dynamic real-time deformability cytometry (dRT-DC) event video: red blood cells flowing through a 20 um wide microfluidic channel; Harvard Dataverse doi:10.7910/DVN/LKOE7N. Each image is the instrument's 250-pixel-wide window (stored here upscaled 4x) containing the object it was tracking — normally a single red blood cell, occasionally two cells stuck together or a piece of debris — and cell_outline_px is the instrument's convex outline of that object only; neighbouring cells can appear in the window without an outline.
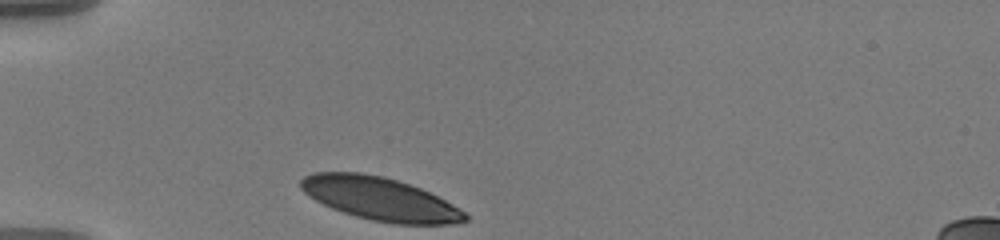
{"species": "human", "species_latin": "Homo sapiens", "temperature_condition": "warm", "stored_images_in_passage": 33, "camera_frame_rate_fps": 3000, "um_per_image_px": 0.085, "donor": {"sex": "male"}, "frame": {"image": 1, "passage_image": 1, "time_ms": 0.0, "image_size_px": [1000, 240], "cell_outline_px": [[468, 220], [452, 224], [392, 224], [372, 220], [356, 216], [332, 208], [308, 196], [300, 188], [300, 180], [304, 176], [316, 172], [360, 172], [384, 176], [420, 188], [452, 204], [464, 212], [468, 216]], "centroid_in_image_um": [32.28, 16.9], "position_along_channel_um": 52.7, "area_um2": 40.98}}
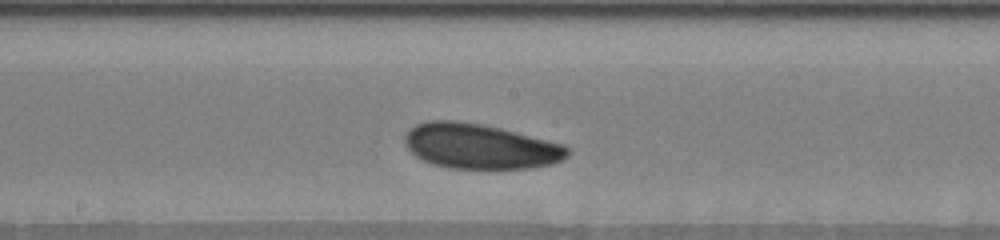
{"frame": {"image": 2, "passage_image": 16, "time_ms": 5.0, "image_size_px": [1000, 240], "cell_outline_px": [[568, 156], [552, 164], [532, 168], [452, 168], [432, 164], [416, 156], [404, 144], [404, 136], [416, 124], [428, 120], [452, 120], [480, 124], [560, 144], [568, 148]], "centroid_in_image_um": [40.74, 12.45], "position_along_channel_um": 207.5, "area_um2": 41.85}}
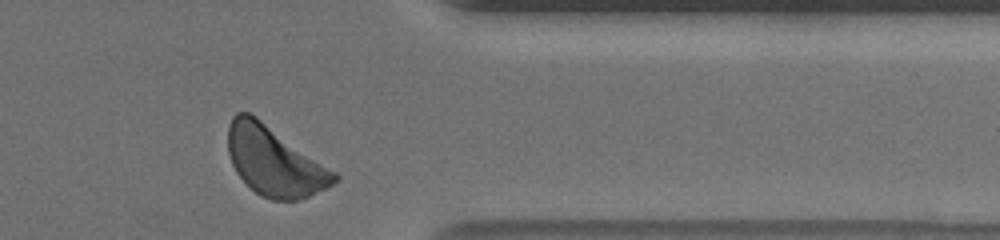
{"frame": {"image": 3, "passage_image": 32, "time_ms": 10.333, "image_size_px": [1000, 240], "cell_outline_px": [[340, 180], [308, 196], [296, 200], [272, 200], [260, 196], [236, 172], [232, 164], [228, 152], [228, 124], [232, 116], [236, 112], [248, 112], [256, 116], [336, 172], [340, 176]], "centroid_in_image_um": [23.31, 13.69], "position_along_channel_um": 388.1, "area_um2": 42.48}, "authors_computed_cell_mechanics": {"area_um2": 41.905, "velocity_mm_per_s": 3.5108, "shape_relaxation_time_tau1_ms": 2.4435, "shape_relaxation_time_tau2_ms": null, "deformation_change_tau1": 0.0731, "deformation_change_tau2": null}}